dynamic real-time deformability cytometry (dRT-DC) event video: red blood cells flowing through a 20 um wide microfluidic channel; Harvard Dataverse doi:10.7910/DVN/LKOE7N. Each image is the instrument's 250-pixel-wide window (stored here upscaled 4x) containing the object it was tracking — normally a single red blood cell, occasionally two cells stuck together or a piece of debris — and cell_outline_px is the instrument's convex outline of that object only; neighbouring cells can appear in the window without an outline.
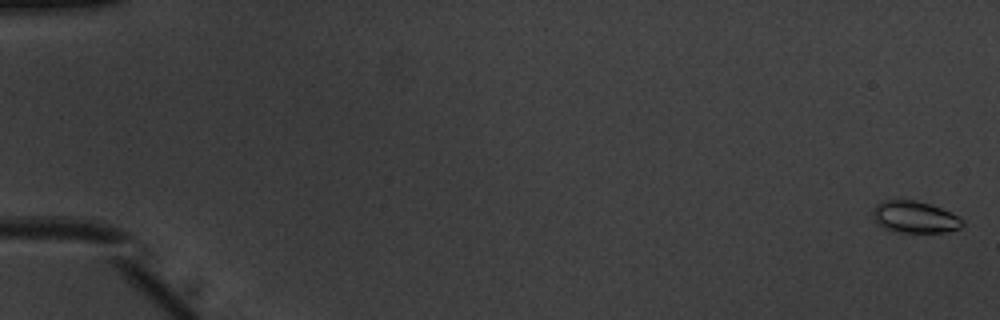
{"species": "common noctule bat (a hibernating species)", "species_latin": "Nyctalus noctula", "temperature_condition": "warm", "stored_images_in_passage": 53, "camera_frame_rate_fps": 3000, "um_per_image_px": 0.085, "animal": {"sex": "male", "body_mass_g": 20.1, "forearm_length_mm": 53.5}, "frame": {"image": 1, "passage_image": 1, "time_ms": 0.0, "image_size_px": [1000, 320], "cell_outline_px": [[964, 224], [960, 228], [944, 232], [892, 232], [876, 224], [872, 216], [872, 212], [876, 204], [880, 200], [916, 200], [932, 204], [960, 216], [964, 220]], "centroid_in_image_um": [77.74, 18.44], "position_along_channel_um": 7.3, "area_um2": 16.99}}
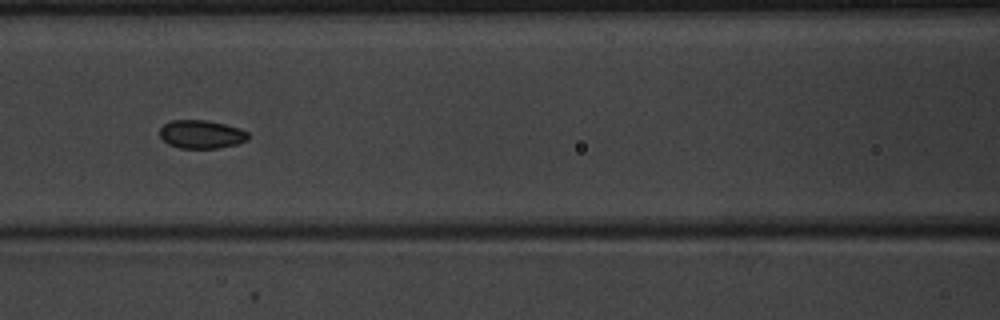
{"frame": {"image": 2, "passage_image": 25, "time_ms": 8.0, "image_size_px": [1000, 320], "cell_outline_px": [[248, 140], [236, 144], [216, 148], [180, 148], [168, 144], [160, 136], [160, 128], [164, 124], [172, 120], [208, 120], [240, 128], [248, 132]], "centroid_in_image_um": [17.12, 11.41], "position_along_channel_um": 149.5, "area_um2": 14.57}}
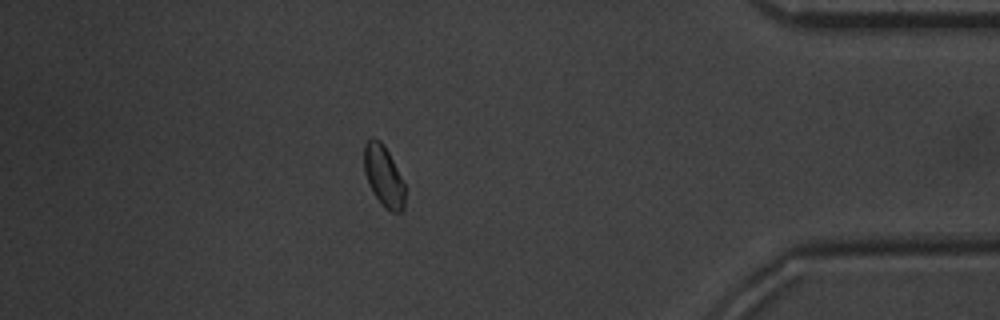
{"frame": {"image": 3, "passage_image": 47, "time_ms": 15.333, "image_size_px": [1000, 320], "cell_outline_px": [[404, 208], [400, 212], [392, 212], [376, 196], [364, 172], [364, 144], [372, 136], [380, 140], [384, 144], [404, 184]], "centroid_in_image_um": [32.59, 14.9], "position_along_channel_um": 402.6, "area_um2": 13.99}}